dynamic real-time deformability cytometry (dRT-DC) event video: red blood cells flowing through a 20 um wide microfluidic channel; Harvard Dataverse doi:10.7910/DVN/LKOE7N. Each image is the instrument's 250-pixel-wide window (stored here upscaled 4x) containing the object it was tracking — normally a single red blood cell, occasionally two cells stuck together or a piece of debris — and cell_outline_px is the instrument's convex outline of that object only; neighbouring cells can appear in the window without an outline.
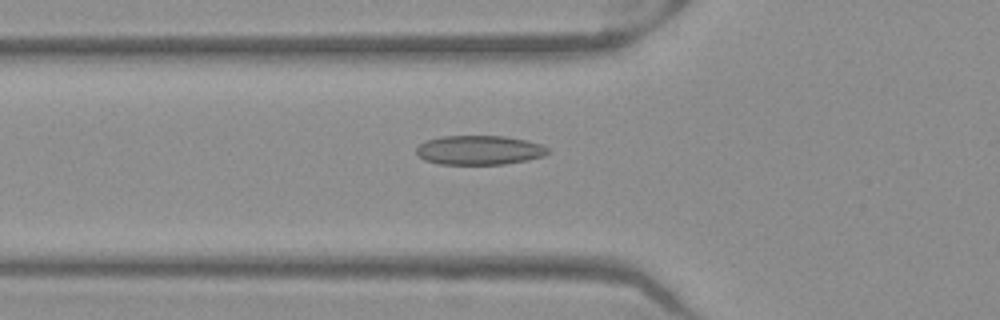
{"species": "Egyptian fruit bat (a non-hibernating species)", "species_latin": "Rousettus aegyptiacus", "temperature_condition": "warm", "stored_images_in_passage": 46, "camera_frame_rate_fps": 3000, "um_per_image_px": 0.085, "frame": {"image": 1, "passage_image": 13, "time_ms": 4.0, "image_size_px": [1000, 320], "cell_outline_px": [[548, 152], [544, 156], [528, 160], [504, 164], [440, 164], [424, 160], [416, 152], [416, 148], [420, 144], [428, 140], [440, 136], [504, 136], [528, 140], [540, 144], [548, 148]], "centroid_in_image_um": [40.75, 12.76], "position_along_channel_um": 85.0, "area_um2": 22.43}}
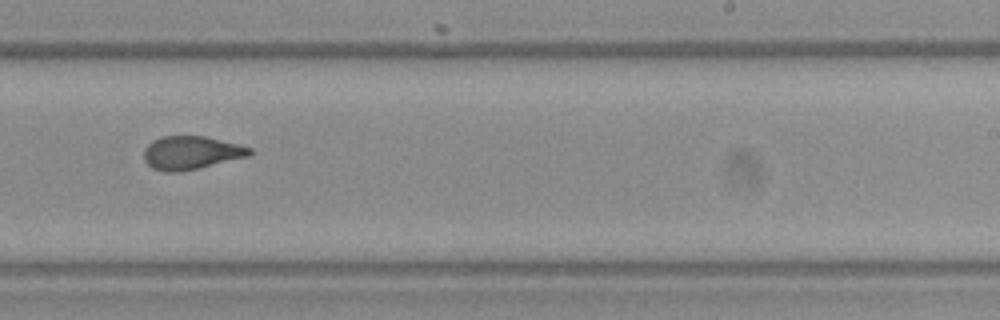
{"frame": {"image": 2, "passage_image": 27, "time_ms": 8.667, "image_size_px": [1000, 320], "cell_outline_px": [[256, 152], [252, 156], [200, 168], [176, 172], [168, 172], [152, 168], [144, 160], [144, 148], [152, 140], [164, 136], [204, 136], [252, 148]], "centroid_in_image_um": [16.29, 12.99], "position_along_channel_um": 272.7, "area_um2": 20.69}}
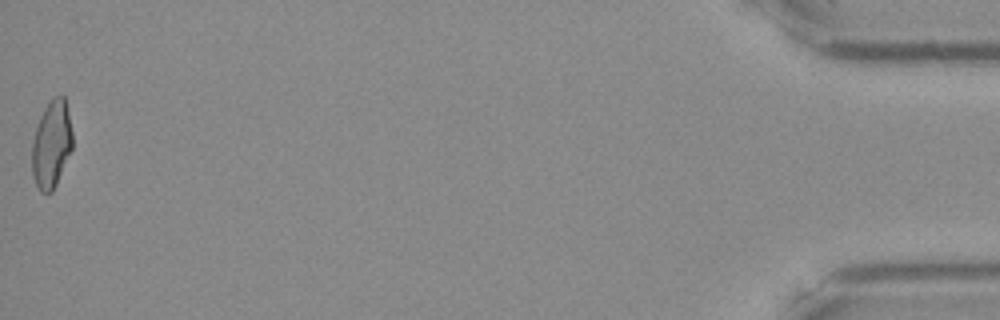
{"frame": {"image": 3, "passage_image": 46, "time_ms": 15.0, "image_size_px": [1000, 320], "cell_outline_px": [[72, 148], [56, 184], [52, 192], [40, 192], [32, 176], [32, 140], [40, 116], [44, 108], [56, 96], [64, 96], [68, 112], [72, 132]], "centroid_in_image_um": [4.36, 12.29], "position_along_channel_um": 430.8, "area_um2": 20.35}, "authors_computed_cell_mechanics": {"area_um2": 20.7502, "velocity_mm_per_s": 3.9998, "shape_relaxation_time_tau1_ms": null, "shape_relaxation_time_tau2_ms": 1.4708, "deformation_change_tau1": null, "deformation_change_tau2": 0.0821}}